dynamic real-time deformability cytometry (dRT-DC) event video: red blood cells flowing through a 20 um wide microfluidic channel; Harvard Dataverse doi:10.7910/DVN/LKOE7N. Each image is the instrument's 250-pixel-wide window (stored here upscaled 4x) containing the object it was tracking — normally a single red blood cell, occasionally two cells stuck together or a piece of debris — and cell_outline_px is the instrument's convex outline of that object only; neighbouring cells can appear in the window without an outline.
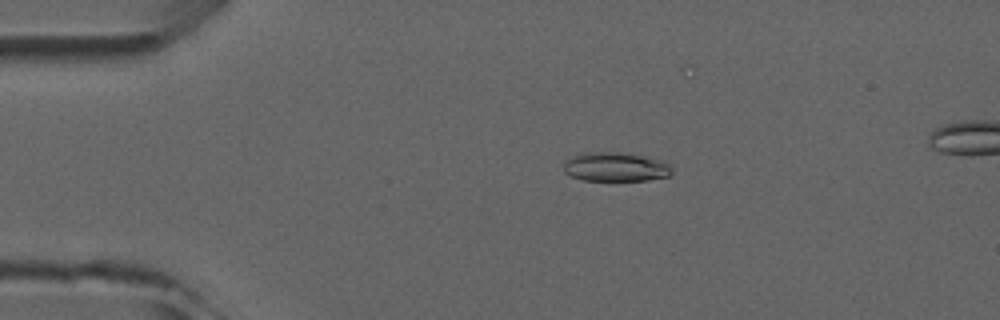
{"species": "common noctule bat (a hibernating species)", "species_latin": "Nyctalus noctula", "temperature_condition": "room temperature", "stored_images_in_passage": 5, "camera_frame_rate_fps": 3000, "um_per_image_px": 0.085, "animal": {"sex": "male", "forearm_length_mm": 52.5}, "frame": {"image": 1, "passage_image": 3, "time_ms": 2.333, "image_size_px": [1000, 320], "cell_outline_px": [[672, 172], [668, 176], [648, 180], [584, 180], [572, 176], [564, 172], [564, 164], [572, 156], [584, 152], [624, 152], [668, 160], [672, 164]], "centroid_in_image_um": [52.41, 14.17], "position_along_channel_um": 32.6, "area_um2": 18.67}}